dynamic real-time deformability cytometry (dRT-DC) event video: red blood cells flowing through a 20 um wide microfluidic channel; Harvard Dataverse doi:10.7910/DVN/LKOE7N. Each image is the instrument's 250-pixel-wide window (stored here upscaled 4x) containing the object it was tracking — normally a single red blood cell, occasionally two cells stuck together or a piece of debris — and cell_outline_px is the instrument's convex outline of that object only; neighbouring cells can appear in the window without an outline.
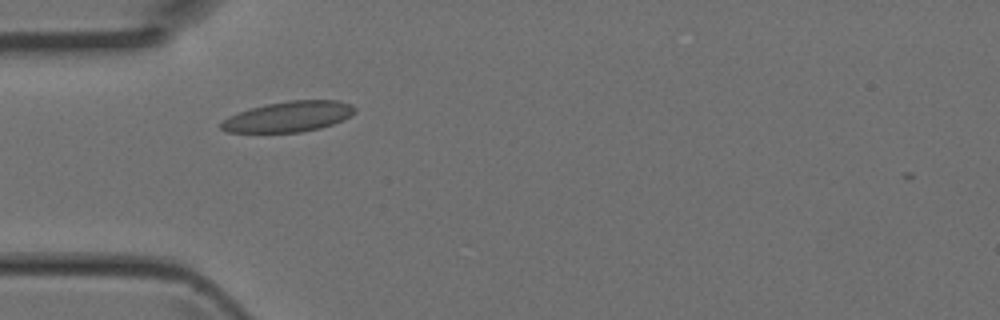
{"species": "Egyptian fruit bat (a non-hibernating species)", "species_latin": "Rousettus aegyptiacus", "temperature_condition": "room temperature", "stored_images_in_passage": 2, "camera_frame_rate_fps": 3000, "um_per_image_px": 0.085, "animal": {"sex": "female"}, "frame": {"image": 1, "passage_image": 1, "time_ms": 0.0, "image_size_px": [1000, 320], "cell_outline_px": [[356, 112], [344, 120], [320, 128], [300, 132], [228, 132], [220, 128], [220, 124], [228, 116], [252, 108], [268, 104], [288, 100], [340, 100], [352, 104], [356, 108]], "centroid_in_image_um": [24.58, 9.9], "position_along_channel_um": 60.4, "area_um2": 23.7}}
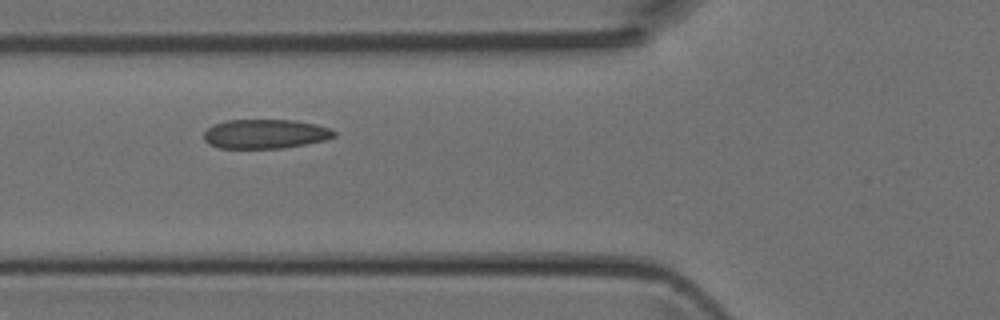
{"frame": {"image": 2, "passage_image": 2, "time_ms": 0.333, "image_size_px": [1000, 320], "cell_outline_px": [[336, 136], [324, 140], [304, 144], [280, 148], [220, 148], [208, 144], [204, 140], [204, 132], [212, 124], [228, 120], [296, 120], [316, 124], [328, 128], [336, 132]], "centroid_in_image_um": [22.52, 11.38], "position_along_channel_um": 103.3, "area_um2": 22.2}}